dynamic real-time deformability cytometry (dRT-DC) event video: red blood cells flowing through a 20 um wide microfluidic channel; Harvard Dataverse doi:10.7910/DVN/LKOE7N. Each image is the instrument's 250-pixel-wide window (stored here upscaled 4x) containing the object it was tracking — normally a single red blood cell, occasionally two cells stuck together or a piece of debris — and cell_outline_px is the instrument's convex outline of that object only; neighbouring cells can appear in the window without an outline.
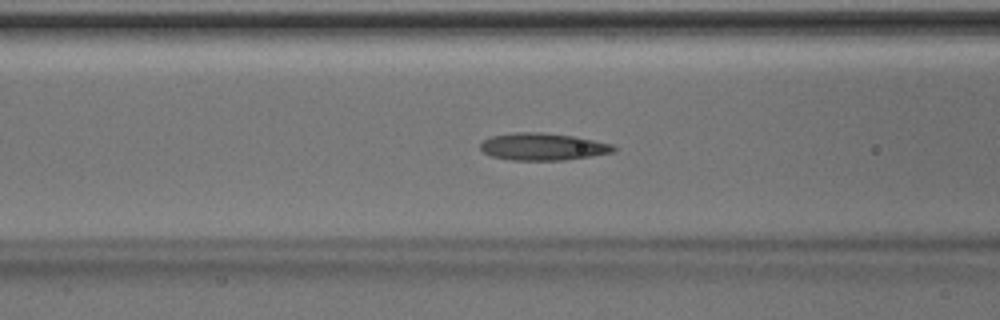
{"species": "Egyptian fruit bat (a non-hibernating species)", "species_latin": "Rousettus aegyptiacus", "temperature_condition": "room temperature", "stored_images_in_passage": 49, "camera_frame_rate_fps": 3000, "um_per_image_px": 0.085, "animal": {"sex": "male"}, "frame": {"image": 1, "passage_image": 19, "time_ms": 6.0, "image_size_px": [1000, 320], "cell_outline_px": [[616, 148], [612, 152], [564, 160], [512, 160], [492, 156], [484, 152], [480, 148], [480, 144], [484, 140], [492, 136], [516, 132], [544, 132], [572, 136], [612, 144]], "centroid_in_image_um": [46.1, 12.46], "position_along_channel_um": 120.5, "area_um2": 20.81}}
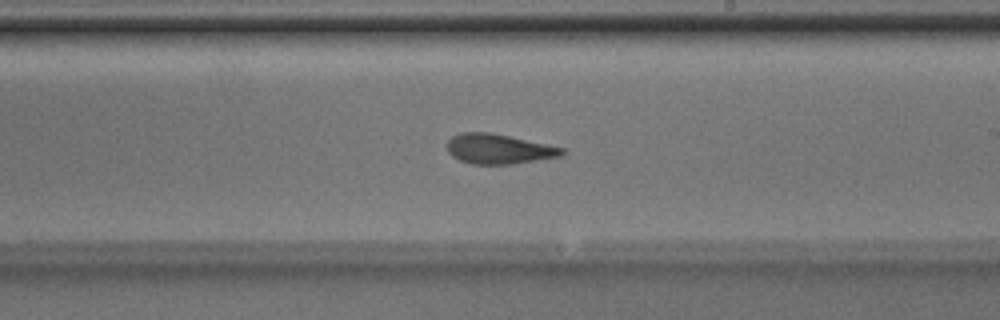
{"frame": {"image": 2, "passage_image": 28, "time_ms": 9.0, "image_size_px": [1000, 320], "cell_outline_px": [[564, 152], [560, 156], [512, 164], [472, 164], [460, 160], [452, 156], [448, 152], [448, 140], [452, 136], [460, 132], [488, 132], [508, 136], [564, 148]], "centroid_in_image_um": [42.34, 12.66], "position_along_channel_um": 246.7, "area_um2": 19.71}}
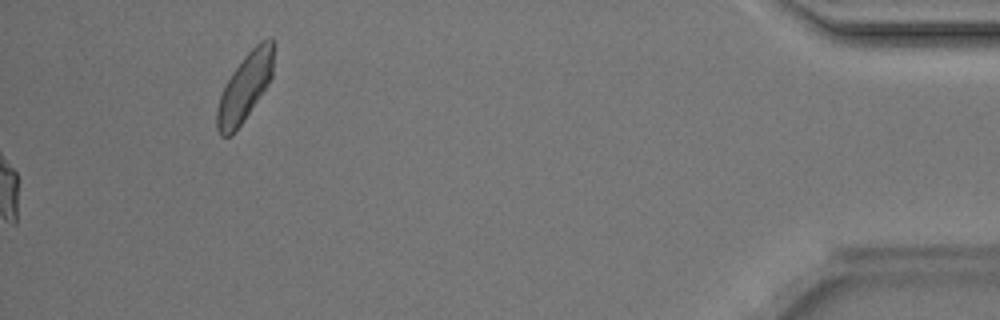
{"frame": {"image": 3, "passage_image": 49, "time_ms": 16.0, "image_size_px": [1000, 320], "cell_outline_px": [[272, 76], [268, 84], [244, 120], [232, 136], [220, 136], [216, 128], [216, 108], [220, 96], [232, 72], [244, 56], [260, 40], [272, 36]], "centroid_in_image_um": [20.78, 7.45], "position_along_channel_um": 414.4, "area_um2": 22.08}, "authors_computed_cell_mechanics": {"area_um2": 20.6346, "velocity_mm_per_s": 4.2109, "shape_relaxation_time_tau1_ms": 3.1623, "shape_relaxation_time_tau2_ms": 1.6206, "deformation_change_tau1": 0.149, "deformation_change_tau2": 0.1034}}